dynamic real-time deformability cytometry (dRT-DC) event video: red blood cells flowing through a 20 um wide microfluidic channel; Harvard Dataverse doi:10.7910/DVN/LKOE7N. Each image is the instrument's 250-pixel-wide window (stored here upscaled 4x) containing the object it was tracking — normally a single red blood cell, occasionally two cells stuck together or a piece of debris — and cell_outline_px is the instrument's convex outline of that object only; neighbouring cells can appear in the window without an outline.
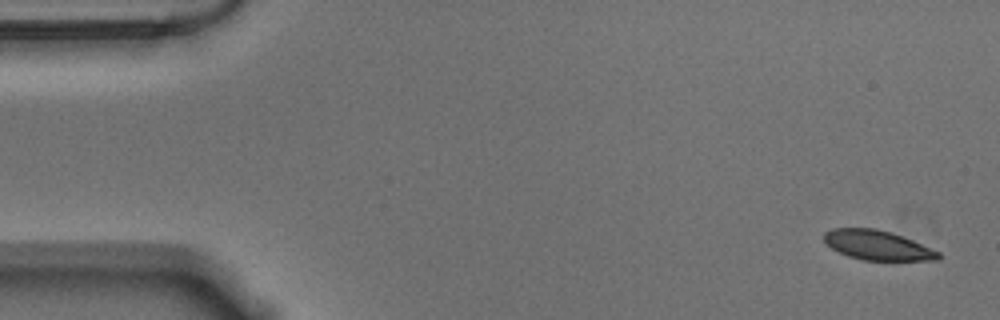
{"species": "Egyptian fruit bat (a non-hibernating species)", "species_latin": "Rousettus aegyptiacus", "temperature_condition": "warm", "stored_images_in_passage": 19, "camera_frame_rate_fps": 3000, "um_per_image_px": 0.085, "animal": {"sex": "male"}, "frame": {"image": 1, "passage_image": 1, "time_ms": 0.0, "image_size_px": [1000, 320], "cell_outline_px": [[940, 260], [864, 260], [848, 256], [832, 248], [824, 240], [824, 232], [832, 228], [876, 228], [892, 232], [912, 240], [940, 252]], "centroid_in_image_um": [74.59, 20.83], "position_along_channel_um": 10.4, "area_um2": 19.59}}
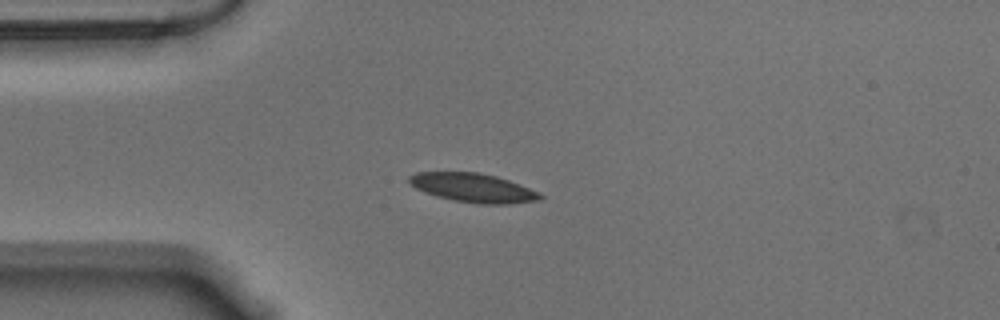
{"frame": {"image": 2, "passage_image": 13, "time_ms": 4.0, "image_size_px": [1000, 320], "cell_outline_px": [[544, 196], [540, 200], [508, 204], [480, 204], [456, 200], [436, 196], [424, 192], [408, 184], [408, 176], [416, 172], [476, 172], [496, 176], [508, 180], [540, 192]], "centroid_in_image_um": [40.2, 15.96], "position_along_channel_um": 44.8, "area_um2": 22.08}}